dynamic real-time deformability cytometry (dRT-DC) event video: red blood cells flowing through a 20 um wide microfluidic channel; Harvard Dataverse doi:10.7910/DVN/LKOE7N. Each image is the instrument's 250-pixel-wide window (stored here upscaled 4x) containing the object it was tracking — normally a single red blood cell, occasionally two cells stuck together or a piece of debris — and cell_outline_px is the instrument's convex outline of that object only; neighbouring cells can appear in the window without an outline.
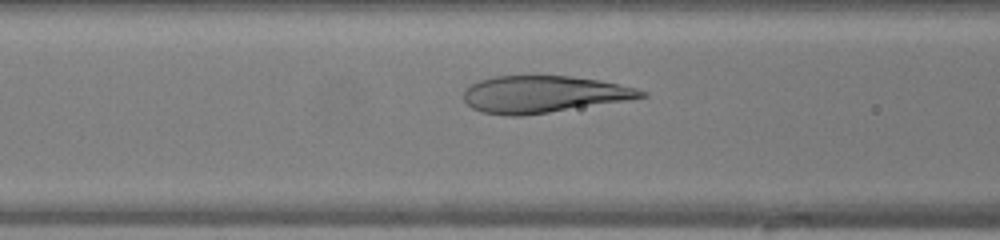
{"species": "human", "species_latin": "Homo sapiens", "temperature_condition": "warm", "stored_images_in_passage": 36, "camera_frame_rate_fps": 3000, "um_per_image_px": 0.085, "donor": {"sex": "female"}, "frame": {"image": 1, "passage_image": 14, "time_ms": 4.333, "image_size_px": [1000, 240], "cell_outline_px": [[648, 96], [628, 100], [524, 116], [508, 116], [480, 112], [472, 108], [464, 100], [464, 88], [480, 80], [496, 76], [568, 76], [600, 80], [636, 88], [648, 92]], "centroid_in_image_um": [46.19, 8.02], "position_along_channel_um": 120.4, "area_um2": 38.21}}
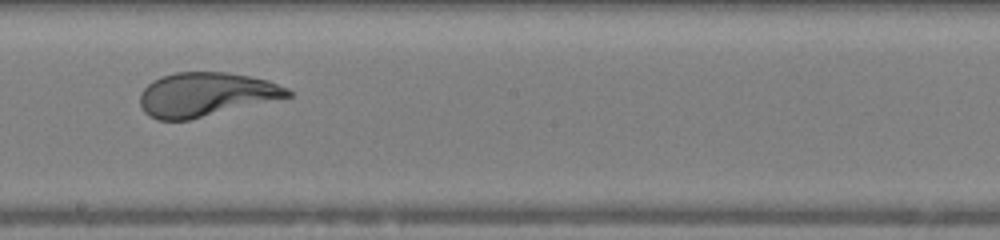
{"frame": {"image": 2, "passage_image": 22, "time_ms": 7.0, "image_size_px": [1000, 240], "cell_outline_px": [[292, 96], [188, 120], [156, 120], [148, 116], [144, 112], [140, 104], [140, 92], [152, 80], [160, 76], [176, 72], [228, 72], [268, 80], [288, 88], [292, 92]], "centroid_in_image_um": [17.46, 8.02], "position_along_channel_um": 230.7, "area_um2": 37.86}}
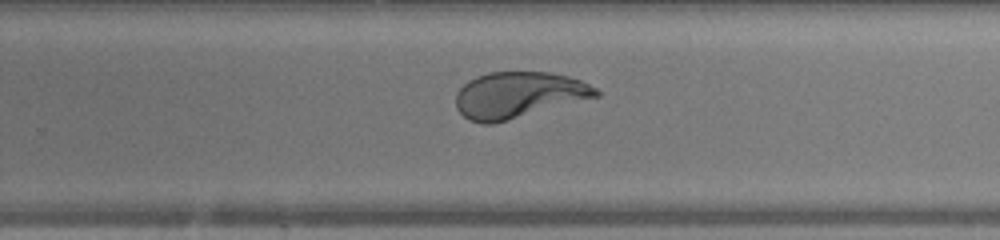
{"frame": {"image": 3, "passage_image": 26, "time_ms": 8.333, "image_size_px": [1000, 240], "cell_outline_px": [[600, 96], [492, 124], [480, 124], [468, 120], [456, 108], [456, 92], [468, 80], [476, 76], [488, 72], [548, 72], [568, 76], [580, 80], [596, 88], [600, 92]], "centroid_in_image_um": [44.04, 8.07], "position_along_channel_um": 285.8, "area_um2": 37.69}, "authors_computed_cell_mechanics": {"area_um2": 38.8994, "velocity_mm_per_s": 4.1475, "shape_relaxation_time_tau1_ms": 4.6543, "shape_relaxation_time_tau2_ms": null, "deformation_change_tau1": 0.2411, "deformation_change_tau2": null}}